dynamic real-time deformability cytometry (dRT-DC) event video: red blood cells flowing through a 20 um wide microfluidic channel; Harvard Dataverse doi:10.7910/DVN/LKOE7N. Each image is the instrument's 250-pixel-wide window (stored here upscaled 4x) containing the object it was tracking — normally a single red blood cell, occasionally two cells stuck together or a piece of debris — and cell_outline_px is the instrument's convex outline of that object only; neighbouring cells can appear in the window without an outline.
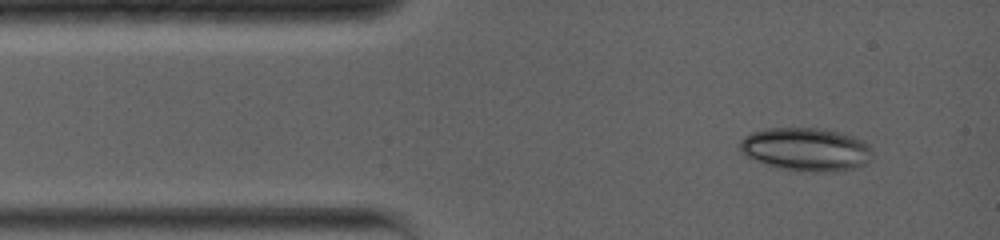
{"species": "common noctule bat (a hibernating species)", "species_latin": "Nyctalus noctula", "temperature_condition": "warm", "stored_images_in_passage": 13, "camera_frame_rate_fps": 5000, "um_per_image_px": 0.085, "animal": {"sex": "female", "body_mass_g": 19.0, "forearm_length_mm": 56.7}, "frame": {"image": 1, "passage_image": 4, "time_ms": 1.0, "image_size_px": [1000, 240], "cell_outline_px": [[868, 160], [864, 164], [852, 168], [832, 172], [792, 172], [756, 160], [740, 152], [740, 140], [744, 136], [752, 132], [764, 128], [820, 128], [840, 132], [864, 140], [868, 144]], "centroid_in_image_um": [68.46, 12.69], "position_along_channel_um": 16.5, "area_um2": 33.29}}